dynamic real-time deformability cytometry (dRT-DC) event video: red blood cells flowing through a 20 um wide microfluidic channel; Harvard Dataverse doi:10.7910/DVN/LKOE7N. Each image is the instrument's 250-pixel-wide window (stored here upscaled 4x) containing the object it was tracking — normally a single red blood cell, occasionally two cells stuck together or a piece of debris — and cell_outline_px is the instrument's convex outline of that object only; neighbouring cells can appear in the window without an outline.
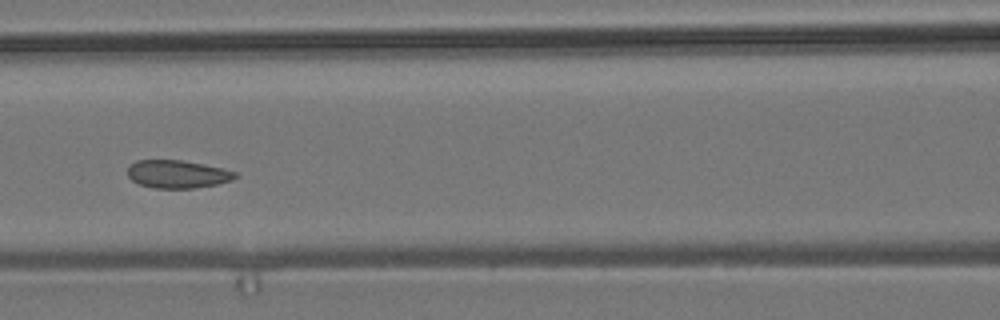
{"species": "common noctule bat (a hibernating species)", "species_latin": "Nyctalus noctula", "temperature_condition": "room temperature", "stored_images_in_passage": 9, "camera_frame_rate_fps": 3000, "um_per_image_px": 0.085, "animal": {"sex": "male", "body_mass_g": 19.2, "forearm_length_mm": 51.8}, "frame": {"image": 1, "passage_image": 6, "time_ms": 6.0, "image_size_px": [1000, 320], "cell_outline_px": [[236, 176], [232, 180], [216, 184], [196, 188], [152, 188], [140, 184], [132, 180], [128, 176], [128, 164], [136, 160], [180, 160], [204, 164], [236, 172]], "centroid_in_image_um": [15.04, 14.8], "position_along_channel_um": 151.6, "area_um2": 17.46}}
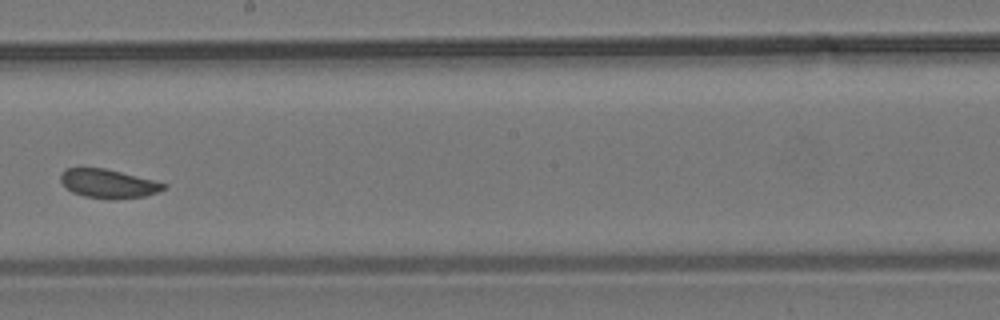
{"frame": {"image": 2, "passage_image": 8, "time_ms": 8.333, "image_size_px": [1000, 320], "cell_outline_px": [[168, 188], [144, 196], [116, 200], [112, 200], [84, 196], [72, 192], [60, 180], [60, 176], [64, 168], [104, 168], [156, 180], [168, 184]], "centroid_in_image_um": [9.25, 15.61], "position_along_channel_um": 239.0, "area_um2": 17.46}}
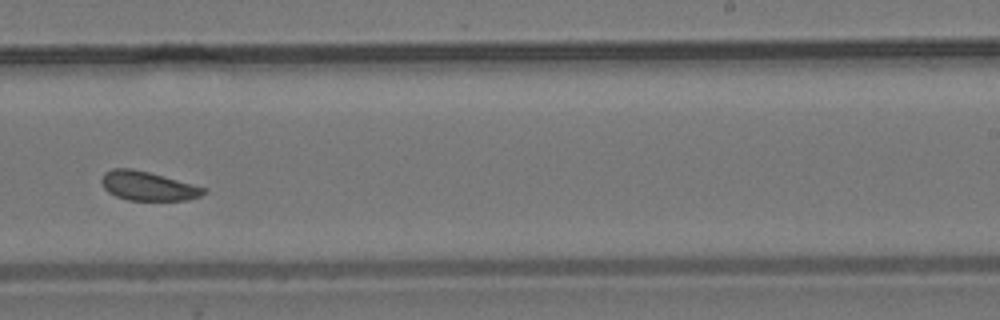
{"frame": {"image": 3, "passage_image": 9, "time_ms": 9.333, "image_size_px": [1000, 320], "cell_outline_px": [[208, 192], [200, 196], [188, 200], [128, 200], [116, 196], [108, 192], [104, 188], [100, 180], [104, 172], [112, 168], [132, 168], [164, 176], [208, 188]], "centroid_in_image_um": [12.58, 15.81], "position_along_channel_um": 276.4, "area_um2": 17.46}}